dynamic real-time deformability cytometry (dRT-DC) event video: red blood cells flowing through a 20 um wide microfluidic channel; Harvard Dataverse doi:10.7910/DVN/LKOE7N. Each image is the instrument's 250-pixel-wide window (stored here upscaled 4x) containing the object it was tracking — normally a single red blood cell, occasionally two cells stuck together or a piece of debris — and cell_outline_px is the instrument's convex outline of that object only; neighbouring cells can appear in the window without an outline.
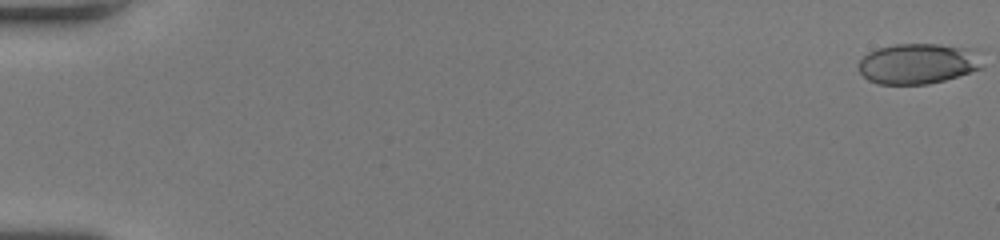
{"species": "human", "species_latin": "Homo sapiens", "temperature_condition": "room temperature", "stored_images_in_passage": 54, "camera_frame_rate_fps": 3000, "um_per_image_px": 0.085, "donor": {"sex": "female"}, "frame": {"image": 1, "passage_image": 1, "time_ms": 0.0, "image_size_px": [1000, 240], "cell_outline_px": [[984, 68], [944, 80], [928, 84], [876, 84], [868, 80], [860, 72], [860, 60], [868, 52], [876, 48], [896, 44], [940, 44], [976, 48]], "centroid_in_image_um": [78.07, 5.4], "position_along_channel_um": 6.9, "area_um2": 29.48}}
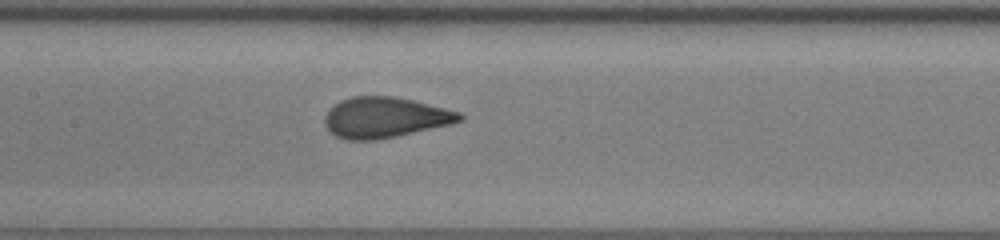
{"frame": {"image": 2, "passage_image": 28, "time_ms": 9.0, "image_size_px": [1000, 240], "cell_outline_px": [[464, 120], [452, 124], [396, 136], [376, 140], [348, 140], [336, 136], [324, 124], [324, 116], [328, 108], [340, 100], [352, 96], [392, 96], [412, 100], [460, 112], [464, 116]], "centroid_in_image_um": [32.7, 9.98], "position_along_channel_um": 174.7, "area_um2": 31.96}}
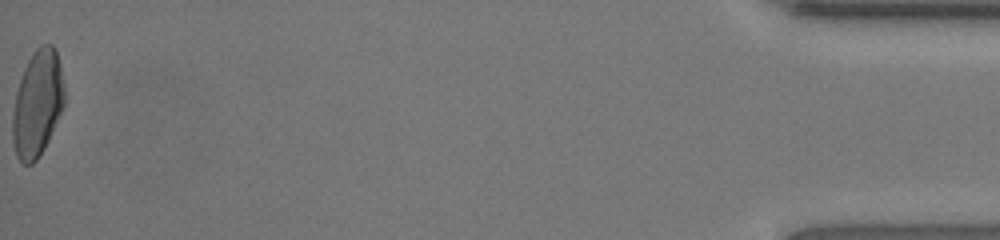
{"frame": {"image": 3, "passage_image": 54, "time_ms": 17.667, "image_size_px": [1000, 240], "cell_outline_px": [[64, 108], [44, 148], [36, 160], [32, 164], [24, 164], [16, 156], [12, 140], [12, 112], [16, 92], [24, 68], [32, 52], [40, 44], [52, 44], [56, 52], [60, 64], [64, 84]], "centroid_in_image_um": [3.18, 8.8], "position_along_channel_um": 432.0, "area_um2": 32.25}, "authors_computed_cell_mechanics": {"area_um2": 31.1253, "velocity_mm_per_s": 4.0694, "shape_relaxation_time_tau1_ms": 4.2692, "shape_relaxation_time_tau2_ms": null, "deformation_change_tau1": 0.176, "deformation_change_tau2": null}}